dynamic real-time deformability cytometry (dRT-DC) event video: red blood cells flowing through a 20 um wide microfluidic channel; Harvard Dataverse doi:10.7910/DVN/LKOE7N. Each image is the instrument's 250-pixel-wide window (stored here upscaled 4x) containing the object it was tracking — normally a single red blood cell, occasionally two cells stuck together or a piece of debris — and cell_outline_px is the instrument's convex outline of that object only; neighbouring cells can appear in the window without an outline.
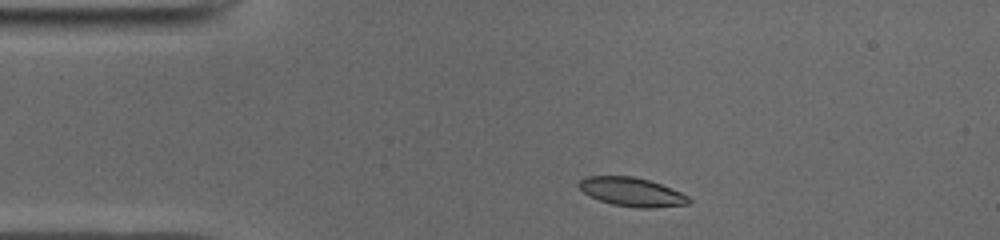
{"species": "common noctule bat (a hibernating species)", "species_latin": "Nyctalus noctula", "temperature_condition": "cold", "stored_images_in_passage": 42, "camera_frame_rate_fps": 3000, "um_per_image_px": 0.085, "animal": {"sex": "male", "body_mass_g": 19.0, "forearm_length_mm": 50.8}, "frame": {"image": 1, "passage_image": 1, "time_ms": 0.0, "image_size_px": [1000, 240], "cell_outline_px": [[692, 200], [688, 204], [652, 208], [636, 208], [612, 204], [588, 196], [576, 184], [584, 176], [632, 176], [648, 180], [660, 184], [680, 192], [688, 196]], "centroid_in_image_um": [53.67, 16.32], "position_along_channel_um": 31.3, "area_um2": 18.44}}
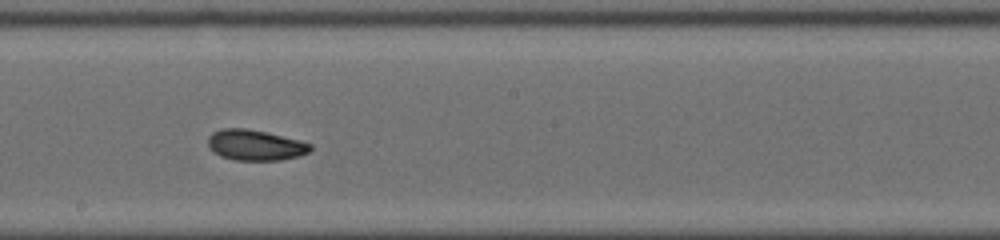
{"frame": {"image": 2, "passage_image": 19, "time_ms": 6.0, "image_size_px": [1000, 240], "cell_outline_px": [[312, 148], [308, 152], [300, 156], [280, 160], [236, 160], [220, 156], [208, 144], [208, 136], [212, 132], [224, 128], [244, 128], [268, 132], [300, 140], [312, 144]], "centroid_in_image_um": [21.73, 12.32], "position_along_channel_um": 226.5, "area_um2": 18.26}}
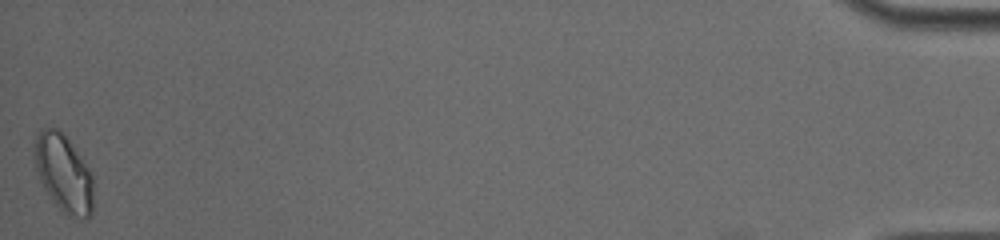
{"frame": {"image": 3, "passage_image": 42, "time_ms": 13.667, "image_size_px": [1000, 240], "cell_outline_px": [[92, 216], [88, 220], [84, 220], [68, 216], [52, 200], [44, 188], [40, 180], [36, 168], [32, 148], [36, 136], [40, 128], [56, 128], [72, 144], [92, 172]], "centroid_in_image_um": [5.4, 14.74], "position_along_channel_um": 429.8, "area_um2": 26.76}, "authors_computed_cell_mechanics": {"area_um2": 18.7272, "velocity_mm_per_s": 3.9319, "shape_relaxation_time_tau1_ms": 6.1183, "shape_relaxation_time_tau2_ms": 5.5705, "deformation_change_tau1": 0.139, "deformation_change_tau2": 0.0933}}